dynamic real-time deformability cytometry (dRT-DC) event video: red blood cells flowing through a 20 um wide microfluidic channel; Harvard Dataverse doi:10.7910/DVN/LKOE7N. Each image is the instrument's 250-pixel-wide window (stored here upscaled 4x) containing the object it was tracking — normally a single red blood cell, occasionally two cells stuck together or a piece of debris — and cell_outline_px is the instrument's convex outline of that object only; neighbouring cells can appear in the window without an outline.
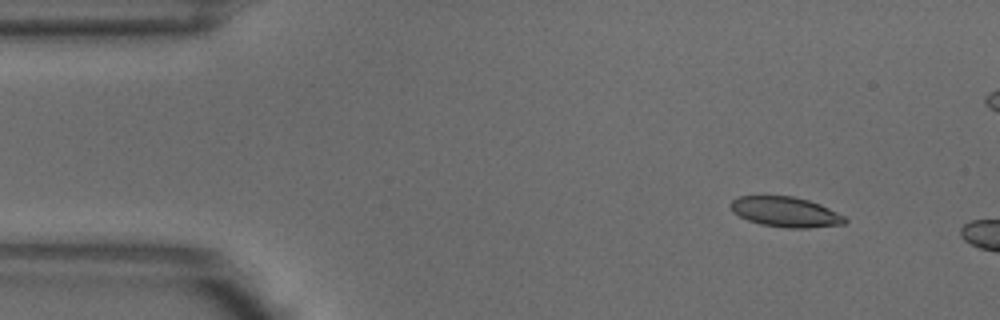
{"species": "common noctule bat (a hibernating species)", "species_latin": "Nyctalus noctula", "temperature_condition": "warm", "stored_images_in_passage": 2, "camera_frame_rate_fps": 3000, "um_per_image_px": 0.085, "animal": {"sex": "male", "body_mass_g": 18.8}, "frame": {"image": 1, "passage_image": 1, "time_ms": 0.0, "image_size_px": [1000, 320], "cell_outline_px": [[848, 220], [844, 224], [808, 228], [788, 228], [760, 224], [748, 220], [732, 212], [728, 204], [732, 200], [740, 196], [792, 196], [808, 200], [820, 204], [844, 216]], "centroid_in_image_um": [66.75, 18.01], "position_along_channel_um": 18.3, "area_um2": 20.06}}